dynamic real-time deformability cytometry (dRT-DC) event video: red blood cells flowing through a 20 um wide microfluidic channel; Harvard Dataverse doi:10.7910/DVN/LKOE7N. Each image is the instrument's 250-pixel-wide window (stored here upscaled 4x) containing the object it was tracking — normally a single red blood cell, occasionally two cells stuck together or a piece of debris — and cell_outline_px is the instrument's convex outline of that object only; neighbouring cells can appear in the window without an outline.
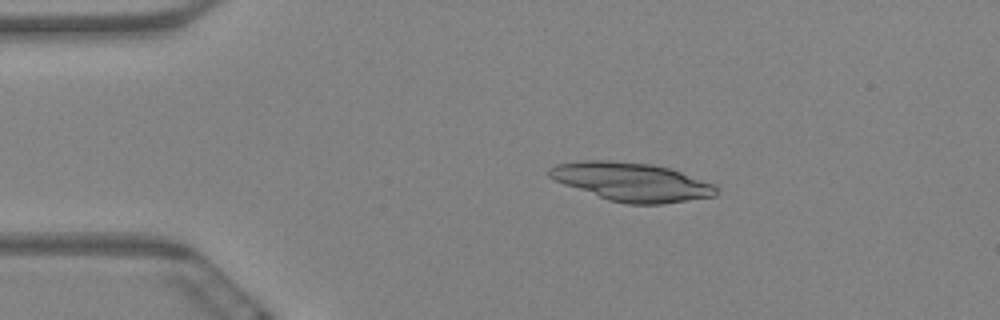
{"species": "Egyptian fruit bat (a non-hibernating species)", "species_latin": "Rousettus aegyptiacus", "temperature_condition": "warm", "stored_images_in_passage": 6, "camera_frame_rate_fps": 3000, "um_per_image_px": 0.085, "animal": {"sex": "female"}, "frame": {"image": 1, "passage_image": 4, "time_ms": 1.0, "image_size_px": [1000, 320], "cell_outline_px": [[716, 196], [660, 204], [628, 204], [608, 200], [564, 184], [548, 176], [548, 168], [556, 164], [580, 160], [608, 160], [652, 164], [668, 168], [716, 184]], "centroid_in_image_um": [53.67, 15.45], "position_along_channel_um": 31.3, "area_um2": 37.34}}